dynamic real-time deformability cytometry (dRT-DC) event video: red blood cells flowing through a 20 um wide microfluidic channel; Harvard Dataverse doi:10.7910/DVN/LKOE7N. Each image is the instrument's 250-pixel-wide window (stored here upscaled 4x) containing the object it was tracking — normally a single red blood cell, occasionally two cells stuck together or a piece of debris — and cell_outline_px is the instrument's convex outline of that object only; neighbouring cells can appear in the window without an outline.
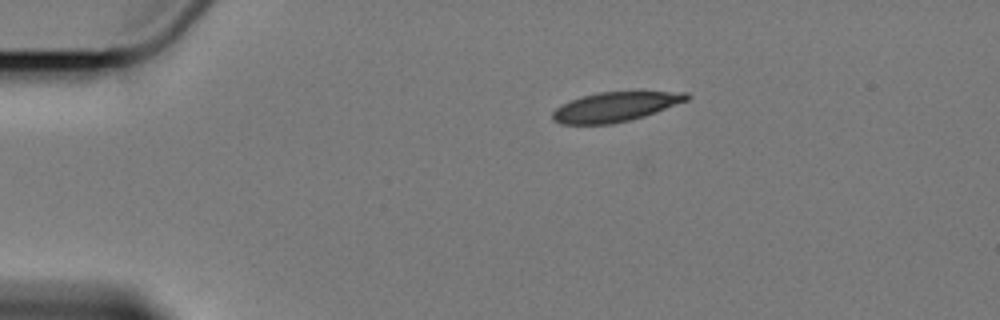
{"species": "Egyptian fruit bat (a non-hibernating species)", "species_latin": "Rousettus aegyptiacus", "temperature_condition": "cold", "stored_images_in_passage": 5, "camera_frame_rate_fps": 3000, "um_per_image_px": 0.085, "animal": {"sex": "female"}, "frame": {"image": 1, "passage_image": 1, "time_ms": 0.0, "image_size_px": [1000, 320], "cell_outline_px": [[692, 96], [688, 100], [656, 112], [644, 116], [612, 124], [560, 124], [552, 116], [552, 112], [560, 104], [584, 96], [600, 92], [688, 92]], "centroid_in_image_um": [52.31, 9.08], "position_along_channel_um": 32.7, "area_um2": 22.83}}
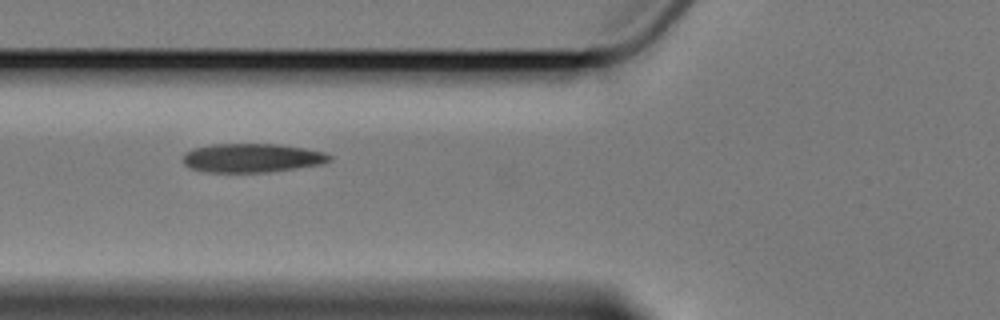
{"frame": {"image": 2, "passage_image": 4, "time_ms": 3.667, "image_size_px": [1000, 320], "cell_outline_px": [[332, 160], [320, 164], [296, 168], [268, 172], [204, 172], [188, 168], [184, 164], [184, 152], [192, 148], [212, 144], [276, 144], [304, 148], [324, 152], [332, 156]], "centroid_in_image_um": [21.38, 13.42], "position_along_channel_um": 104.4, "area_um2": 24.74}}
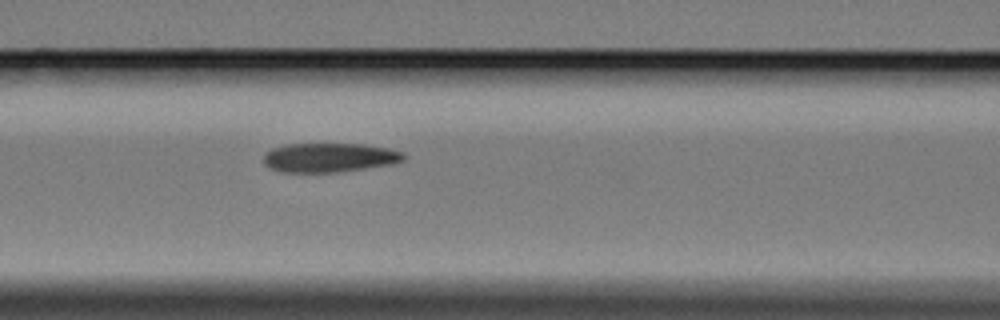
{"frame": {"image": 3, "passage_image": 5, "time_ms": 4.667, "image_size_px": [1000, 320], "cell_outline_px": [[408, 156], [404, 160], [396, 164], [340, 172], [280, 172], [268, 168], [264, 164], [264, 156], [272, 148], [288, 144], [364, 144], [388, 148], [404, 152]], "centroid_in_image_um": [28.06, 13.4], "position_along_channel_um": 138.5, "area_um2": 24.16}}